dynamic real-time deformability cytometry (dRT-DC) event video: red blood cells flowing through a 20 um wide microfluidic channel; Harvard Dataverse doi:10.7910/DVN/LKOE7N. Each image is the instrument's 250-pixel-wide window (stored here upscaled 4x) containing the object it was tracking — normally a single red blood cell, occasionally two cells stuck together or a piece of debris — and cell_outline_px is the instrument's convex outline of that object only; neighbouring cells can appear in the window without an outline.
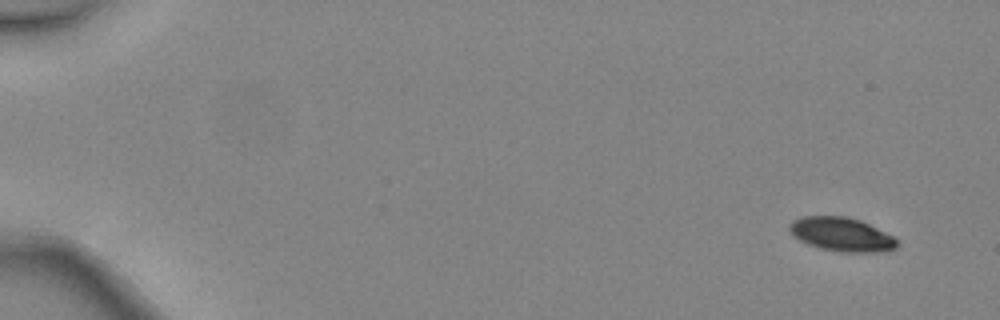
{"species": "common noctule bat (a hibernating species)", "species_latin": "Nyctalus noctula", "temperature_condition": "warm", "stored_images_in_passage": 5, "segment_of_instrument_passage": [2, 2], "camera_frame_rate_fps": 3000, "um_per_image_px": 0.085, "animal": {"sex": "female", "body_mass_g": 24.6, "forearm_length_mm": 56.2}, "frame": {"image": 1, "passage_image": 5, "time_ms": 1.333, "image_size_px": [1000, 320], "cell_outline_px": [[900, 244], [896, 248], [888, 252], [840, 252], [820, 248], [808, 244], [792, 236], [788, 228], [788, 224], [792, 220], [804, 216], [844, 216], [860, 220], [892, 236]], "centroid_in_image_um": [71.52, 19.93], "position_along_channel_um": 13.5, "area_um2": 21.33}}